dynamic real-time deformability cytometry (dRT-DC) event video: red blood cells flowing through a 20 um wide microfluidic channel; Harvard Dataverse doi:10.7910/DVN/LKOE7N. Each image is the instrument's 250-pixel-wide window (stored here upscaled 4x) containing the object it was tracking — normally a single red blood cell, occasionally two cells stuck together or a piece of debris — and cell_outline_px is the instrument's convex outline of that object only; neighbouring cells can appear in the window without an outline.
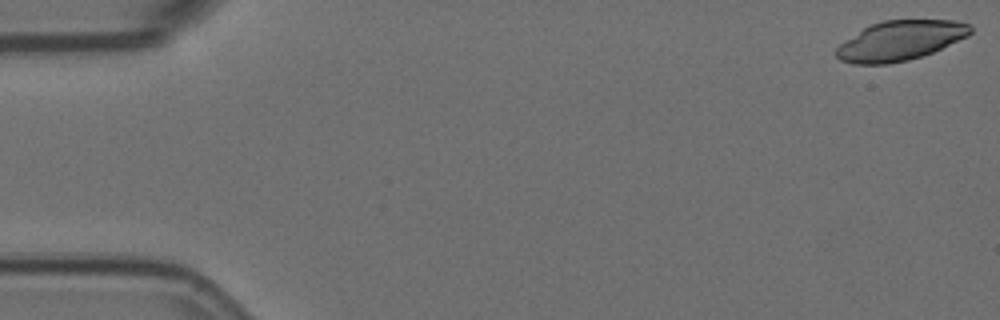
{"species": "Egyptian fruit bat (a non-hibernating species)", "species_latin": "Rousettus aegyptiacus", "temperature_condition": "room temperature", "stored_images_in_passage": 5, "camera_frame_rate_fps": 3000, "um_per_image_px": 0.085, "animal": {"sex": "female"}, "frame": {"image": 1, "passage_image": 1, "time_ms": 0.0, "image_size_px": [1000, 320], "cell_outline_px": [[972, 32], [968, 36], [932, 52], [908, 60], [888, 64], [852, 64], [840, 60], [836, 56], [836, 48], [840, 44], [864, 28], [872, 24], [884, 20], [952, 20], [972, 24]], "centroid_in_image_um": [76.53, 3.45], "position_along_channel_um": 8.5, "area_um2": 30.81}}